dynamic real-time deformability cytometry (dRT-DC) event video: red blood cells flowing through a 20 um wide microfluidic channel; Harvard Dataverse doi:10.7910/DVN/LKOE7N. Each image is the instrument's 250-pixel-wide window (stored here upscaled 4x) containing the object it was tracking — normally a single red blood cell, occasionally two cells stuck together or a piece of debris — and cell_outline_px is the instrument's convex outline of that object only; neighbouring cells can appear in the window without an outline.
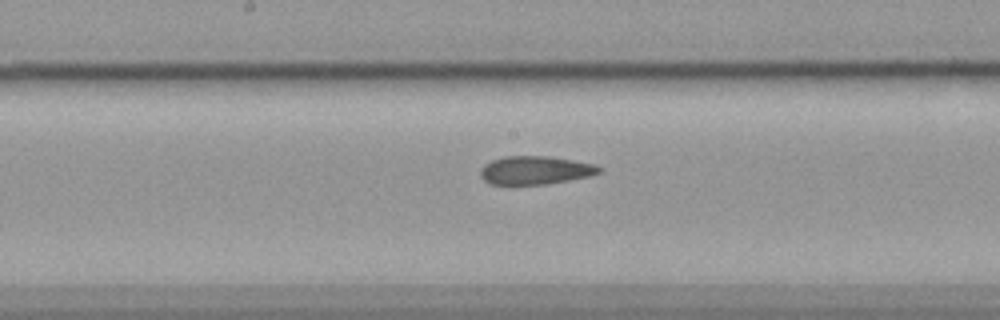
{"species": "common noctule bat (a hibernating species)", "species_latin": "Nyctalus noctula", "temperature_condition": "cold", "stored_images_in_passage": 36, "camera_frame_rate_fps": 3000, "um_per_image_px": 0.085, "animal": {"sex": "female", "body_mass_g": 19.9}, "frame": {"image": 1, "passage_image": 14, "time_ms": 4.333, "image_size_px": [1000, 320], "cell_outline_px": [[600, 172], [588, 176], [548, 184], [492, 184], [484, 180], [480, 176], [480, 168], [484, 164], [492, 160], [504, 156], [548, 156], [596, 164], [600, 168]], "centroid_in_image_um": [45.46, 14.46], "position_along_channel_um": 202.7, "area_um2": 19.48}}
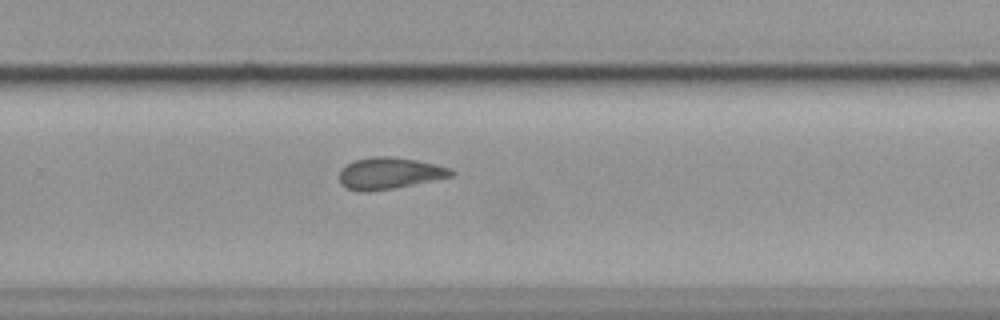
{"frame": {"image": 2, "passage_image": 22, "time_ms": 7.0, "image_size_px": [1000, 320], "cell_outline_px": [[456, 172], [452, 176], [396, 188], [368, 192], [356, 192], [344, 188], [340, 184], [340, 168], [356, 160], [372, 156], [388, 156], [416, 160], [452, 168]], "centroid_in_image_um": [33.07, 14.75], "position_along_channel_um": 296.7, "area_um2": 20.81}}
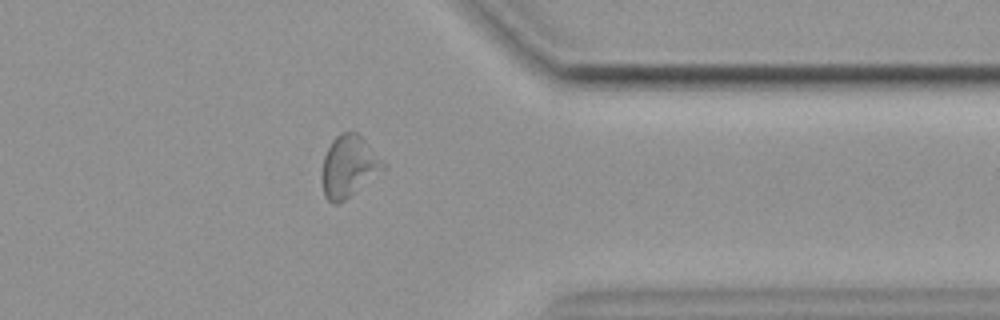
{"frame": {"image": 3, "passage_image": 30, "time_ms": 9.667, "image_size_px": [1000, 320], "cell_outline_px": [[384, 168], [344, 200], [336, 204], [332, 204], [324, 196], [320, 180], [320, 176], [324, 156], [332, 140], [340, 132], [356, 132], [368, 144], [384, 164]], "centroid_in_image_um": [29.55, 14.15], "position_along_channel_um": 381.8, "area_um2": 21.5}}